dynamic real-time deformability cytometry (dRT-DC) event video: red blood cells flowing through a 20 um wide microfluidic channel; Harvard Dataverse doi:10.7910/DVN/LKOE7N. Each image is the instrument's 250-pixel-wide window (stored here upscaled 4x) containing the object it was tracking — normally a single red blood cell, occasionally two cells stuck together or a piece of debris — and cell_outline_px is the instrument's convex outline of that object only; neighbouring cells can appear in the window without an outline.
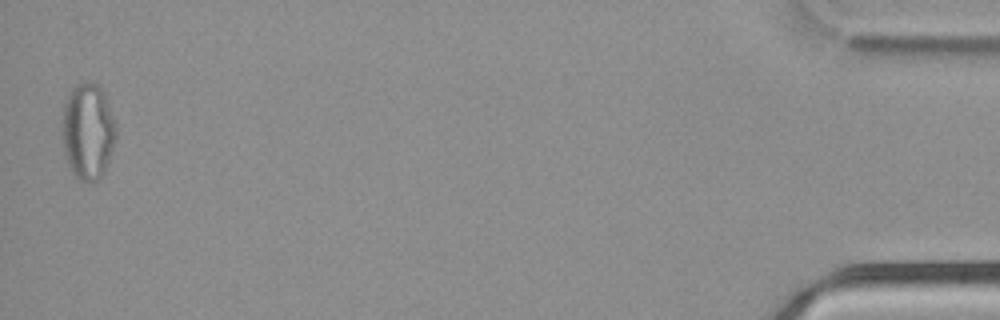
{"species": "common noctule bat (a hibernating species)", "species_latin": "Nyctalus noctula", "temperature_condition": "cold", "stored_images_in_passage": 50, "camera_frame_rate_fps": 3000, "um_per_image_px": 0.085, "animal": {"sex": "male", "body_mass_g": 21.5, "forearm_length_mm": 52.0}, "frame": {"image": 1, "passage_image": 50, "time_ms": 16.333, "image_size_px": [1000, 320], "cell_outline_px": [[116, 136], [104, 172], [96, 180], [80, 180], [72, 172], [64, 152], [64, 104], [72, 88], [76, 84], [88, 80], [96, 84], [104, 92], [116, 124]], "centroid_in_image_um": [7.49, 11.12], "position_along_channel_um": 427.7, "area_um2": 29.54}}